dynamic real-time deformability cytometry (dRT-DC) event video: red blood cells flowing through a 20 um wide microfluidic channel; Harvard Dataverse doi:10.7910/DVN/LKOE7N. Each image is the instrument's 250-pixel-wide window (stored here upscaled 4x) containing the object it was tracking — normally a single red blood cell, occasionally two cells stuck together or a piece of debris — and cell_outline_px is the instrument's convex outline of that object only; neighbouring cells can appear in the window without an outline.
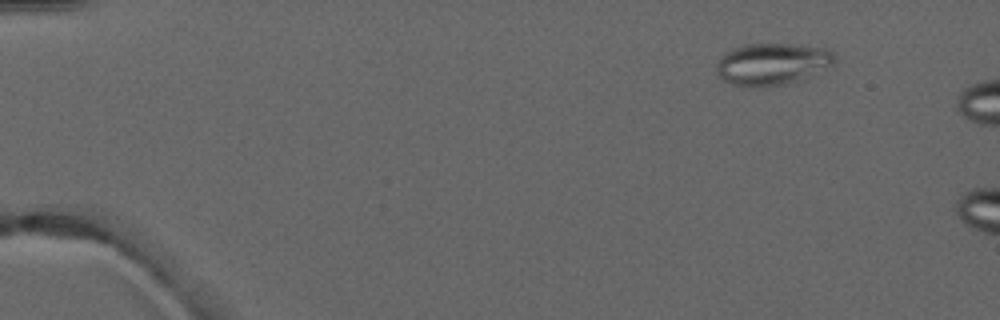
{"species": "common noctule bat (a hibernating species)", "species_latin": "Nyctalus noctula", "temperature_condition": "warm", "stored_images_in_passage": 3, "camera_frame_rate_fps": 3000, "um_per_image_px": 0.085, "animal": {"sex": "male", "forearm_length_mm": 52.5}, "frame": {"image": 1, "passage_image": 2, "time_ms": 1.333, "image_size_px": [1000, 320], "cell_outline_px": [[836, 60], [832, 64], [796, 80], [764, 88], [748, 88], [732, 84], [724, 80], [716, 72], [716, 64], [720, 56], [736, 48], [748, 44], [788, 44], [828, 48], [836, 56]], "centroid_in_image_um": [65.58, 5.44], "position_along_channel_um": 19.4, "area_um2": 28.44}}